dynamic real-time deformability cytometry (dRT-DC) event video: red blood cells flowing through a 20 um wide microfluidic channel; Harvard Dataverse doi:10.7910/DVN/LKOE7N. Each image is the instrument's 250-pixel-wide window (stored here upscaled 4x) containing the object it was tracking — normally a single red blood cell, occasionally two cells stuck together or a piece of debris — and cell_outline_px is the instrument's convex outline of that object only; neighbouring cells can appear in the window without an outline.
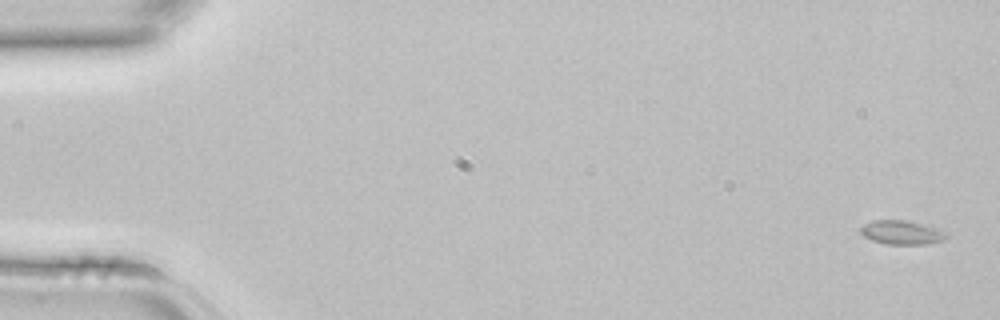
{"species": "common noctule bat (a hibernating species)", "species_latin": "Nyctalus noctula", "temperature_condition": "room temperature", "stored_images_in_passage": 4, "segment_of_instrument_passage": [1, 2], "camera_frame_rate_fps": 3000, "um_per_image_px": 0.085, "animal": {"sex": "female", "body_mass_g": 22.7, "forearm_length_mm": 54.2}, "frame": {"image": 1, "passage_image": 1, "time_ms": 0.0, "image_size_px": [1000, 320], "cell_outline_px": [[948, 236], [940, 240], [924, 244], [888, 244], [872, 240], [864, 236], [860, 232], [860, 228], [864, 224], [872, 220], [904, 220], [920, 224], [948, 232]], "centroid_in_image_um": [76.6, 19.75], "position_along_channel_um": 8.4, "area_um2": 11.68}}
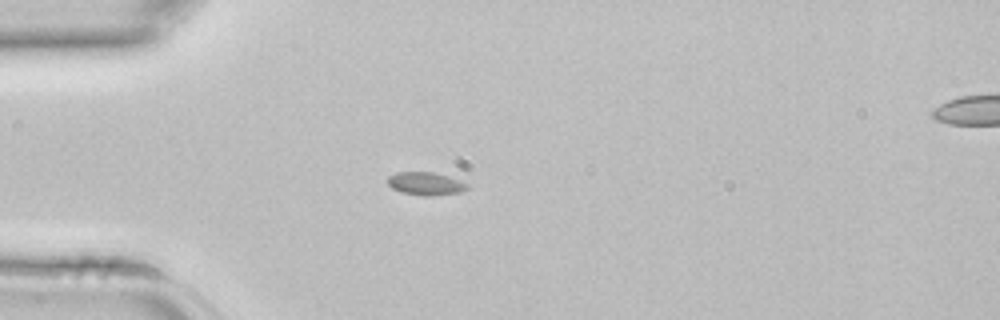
{"frame": {"image": 2, "passage_image": 3, "time_ms": 0.667, "image_size_px": [1000, 320], "cell_outline_px": [[468, 188], [460, 192], [432, 196], [424, 196], [400, 192], [392, 188], [388, 184], [388, 176], [396, 172], [432, 172], [448, 176], [468, 184]], "centroid_in_image_um": [36.15, 15.61], "position_along_channel_um": 48.8, "area_um2": 10.64}}